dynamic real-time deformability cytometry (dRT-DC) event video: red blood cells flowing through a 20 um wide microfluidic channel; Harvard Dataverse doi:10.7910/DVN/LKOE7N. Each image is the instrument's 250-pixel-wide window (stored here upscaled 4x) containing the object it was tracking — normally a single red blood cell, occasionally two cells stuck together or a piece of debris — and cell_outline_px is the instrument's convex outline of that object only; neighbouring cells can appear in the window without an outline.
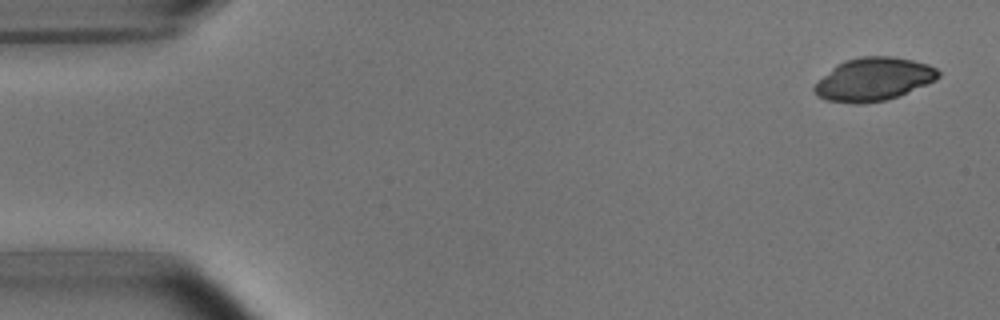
{"species": "common noctule bat (a hibernating species)", "species_latin": "Nyctalus noctula", "temperature_condition": "room temperature", "stored_images_in_passage": 7, "camera_frame_rate_fps": 3000, "um_per_image_px": 0.085, "animal": {"sex": "male", "body_mass_g": 15.6}, "frame": {"image": 1, "passage_image": 1, "time_ms": 0.0, "image_size_px": [1000, 320], "cell_outline_px": [[940, 76], [936, 80], [896, 96], [884, 100], [860, 104], [852, 104], [824, 100], [812, 88], [836, 64], [844, 60], [860, 56], [892, 56], [912, 60], [928, 64], [936, 68], [940, 72]], "centroid_in_image_um": [74.25, 6.72], "position_along_channel_um": 10.7, "area_um2": 30.87}}